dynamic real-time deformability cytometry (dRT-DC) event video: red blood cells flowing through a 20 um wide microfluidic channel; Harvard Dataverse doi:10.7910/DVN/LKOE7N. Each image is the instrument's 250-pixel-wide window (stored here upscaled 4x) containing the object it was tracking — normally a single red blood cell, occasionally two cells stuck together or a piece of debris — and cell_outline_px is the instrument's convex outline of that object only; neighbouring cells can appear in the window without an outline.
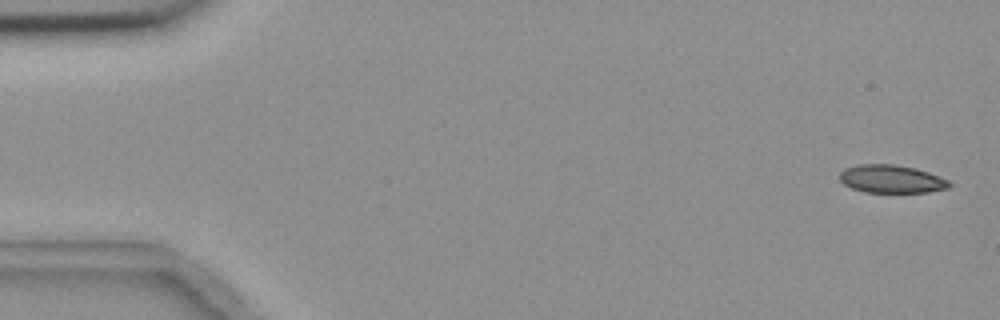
{"species": "common noctule bat (a hibernating species)", "species_latin": "Nyctalus noctula", "temperature_condition": "room temperature", "stored_images_in_passage": 5, "camera_frame_rate_fps": 3000, "um_per_image_px": 0.085, "animal": {"sex": "female", "body_mass_g": 18.4}, "frame": {"image": 1, "passage_image": 1, "time_ms": 0.0, "image_size_px": [1000, 320], "cell_outline_px": [[952, 184], [948, 188], [928, 192], [864, 192], [852, 188], [844, 184], [840, 180], [840, 172], [844, 168], [860, 164], [892, 164], [916, 168], [928, 172], [948, 180]], "centroid_in_image_um": [75.76, 15.21], "position_along_channel_um": 9.2, "area_um2": 17.86}}
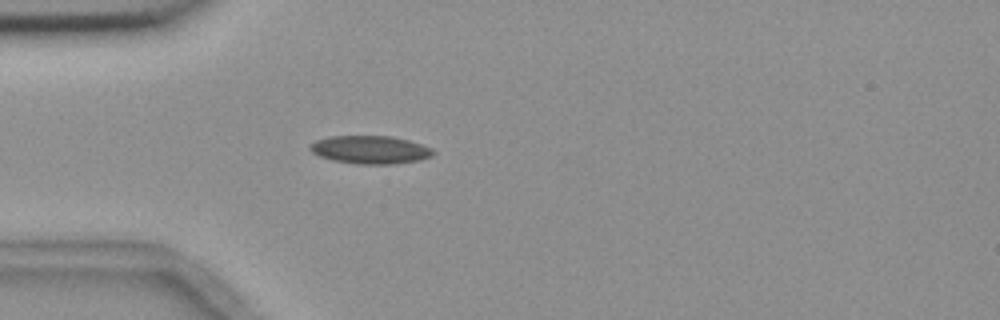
{"frame": {"image": 2, "passage_image": 5, "time_ms": 4.667, "image_size_px": [1000, 320], "cell_outline_px": [[436, 152], [432, 156], [420, 160], [396, 164], [356, 164], [332, 160], [320, 156], [312, 152], [308, 148], [316, 140], [328, 136], [392, 136], [408, 140], [432, 148]], "centroid_in_image_um": [31.49, 12.73], "position_along_channel_um": 53.5, "area_um2": 20.23}}